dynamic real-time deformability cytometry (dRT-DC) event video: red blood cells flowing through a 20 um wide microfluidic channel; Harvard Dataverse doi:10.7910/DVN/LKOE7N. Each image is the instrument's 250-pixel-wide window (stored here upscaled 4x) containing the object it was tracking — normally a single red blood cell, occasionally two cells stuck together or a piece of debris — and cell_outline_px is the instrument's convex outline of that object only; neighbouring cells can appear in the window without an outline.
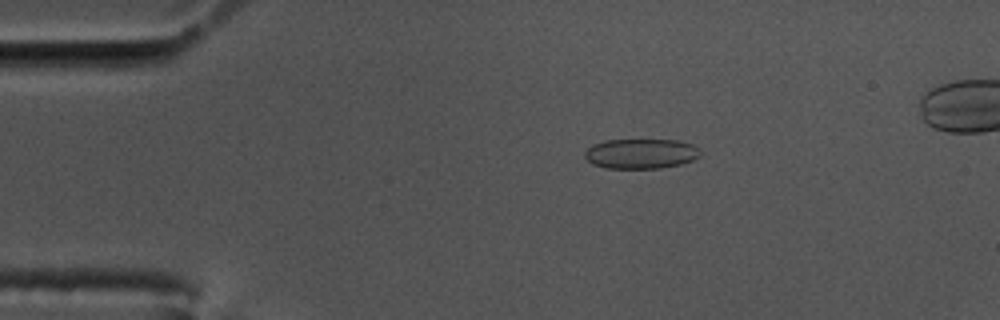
{"species": "common noctule bat (a hibernating species)", "species_latin": "Nyctalus noctula", "temperature_condition": "cold", "stored_images_in_passage": 57, "camera_frame_rate_fps": 3000, "um_per_image_px": 0.085, "animal": {"sex": "male", "body_mass_g": 17.5, "forearm_length_mm": 52.3}, "frame": {"image": 1, "passage_image": 11, "time_ms": 3.333, "image_size_px": [1000, 320], "cell_outline_px": [[700, 156], [692, 160], [680, 164], [660, 168], [608, 168], [592, 164], [584, 156], [584, 152], [592, 144], [604, 140], [676, 140], [692, 144], [700, 148]], "centroid_in_image_um": [54.47, 13.05], "position_along_channel_um": 30.5, "area_um2": 20.17}}
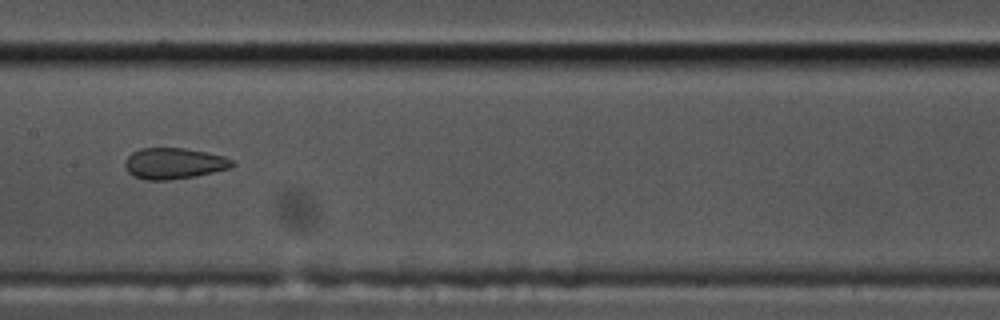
{"frame": {"image": 2, "passage_image": 29, "time_ms": 9.333, "image_size_px": [1000, 320], "cell_outline_px": [[236, 164], [228, 168], [196, 176], [168, 180], [148, 180], [132, 176], [128, 172], [124, 164], [124, 160], [132, 152], [140, 148], [184, 148], [224, 156], [232, 160]], "centroid_in_image_um": [14.74, 13.89], "position_along_channel_um": 192.7, "area_um2": 19.36}}
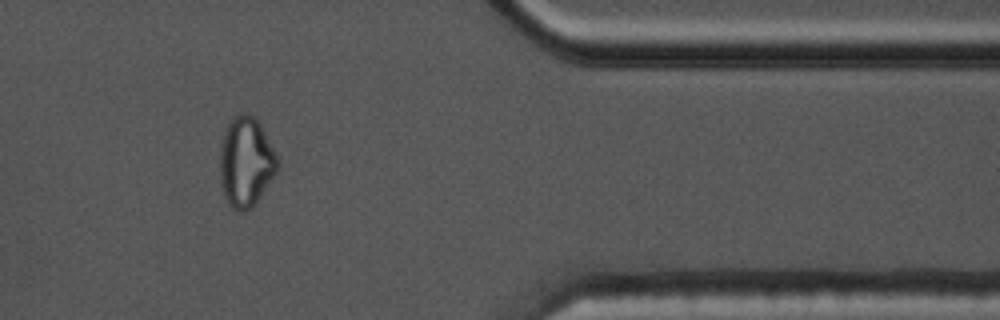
{"frame": {"image": 3, "passage_image": 48, "time_ms": 15.667, "image_size_px": [1000, 320], "cell_outline_px": [[280, 164], [276, 172], [260, 196], [244, 212], [236, 212], [228, 204], [220, 184], [220, 144], [228, 120], [240, 112], [244, 112], [252, 116], [260, 124]], "centroid_in_image_um": [20.86, 13.75], "position_along_channel_um": 390.5, "area_um2": 29.94}, "authors_computed_cell_mechanics": {"area_um2": 20.8658, "velocity_mm_per_s": 3.4812, "shape_relaxation_time_tau1_ms": null, "shape_relaxation_time_tau2_ms": 1.58, "deformation_change_tau1": null, "deformation_change_tau2": 0.0682}}